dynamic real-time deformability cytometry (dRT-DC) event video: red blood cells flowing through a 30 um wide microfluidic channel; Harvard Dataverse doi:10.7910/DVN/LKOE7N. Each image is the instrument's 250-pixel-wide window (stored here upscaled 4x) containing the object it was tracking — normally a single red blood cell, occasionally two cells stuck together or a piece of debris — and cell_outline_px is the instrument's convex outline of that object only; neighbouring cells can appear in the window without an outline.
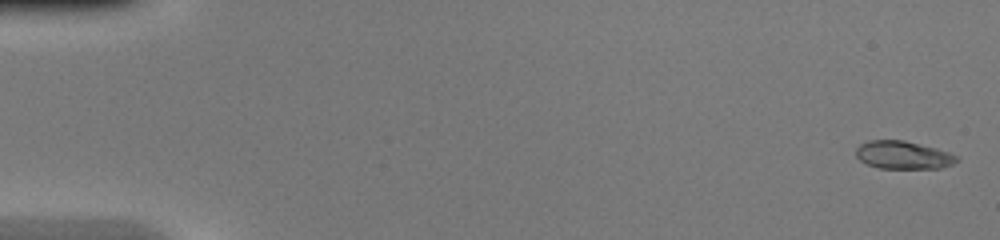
{"species": "common noctule bat (a hibernating species)", "species_latin": "Nyctalus noctula", "temperature_condition": "warm", "stored_images_in_passage": 42, "camera_frame_rate_fps": 3000, "um_per_image_px": 0.085, "animal": {"sex": "female", "body_mass_g": 20.0, "forearm_length_mm": 54.0}, "frame": {"image": 1, "passage_image": 1, "time_ms": 0.0, "image_size_px": [1000, 240], "cell_outline_px": [[960, 160], [952, 164], [940, 168], [880, 168], [868, 164], [860, 160], [856, 156], [856, 148], [860, 144], [868, 140], [904, 140], [936, 148], [948, 152], [956, 156]], "centroid_in_image_um": [76.76, 13.17], "position_along_channel_um": 8.2, "area_um2": 16.3}}
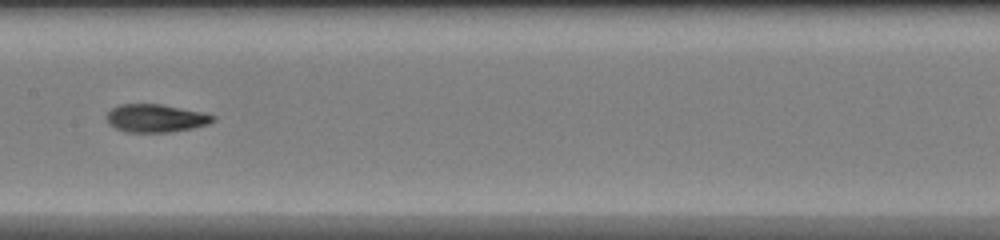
{"frame": {"image": 2, "passage_image": 24, "time_ms": 7.667, "image_size_px": [1000, 240], "cell_outline_px": [[216, 120], [208, 124], [192, 128], [168, 132], [128, 132], [116, 128], [108, 124], [104, 116], [112, 108], [120, 104], [160, 104], [200, 112], [216, 116]], "centroid_in_image_um": [13.2, 10.05], "position_along_channel_um": 194.2, "area_um2": 17.28}}
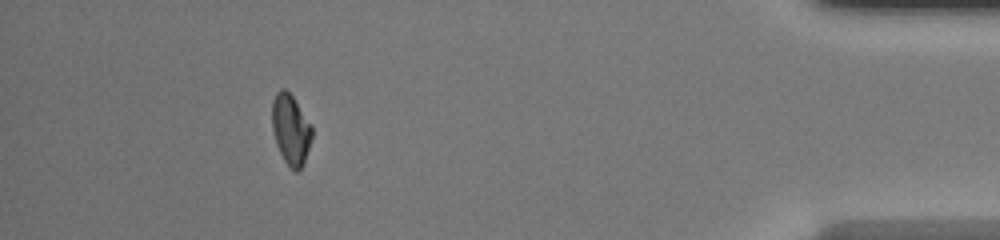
{"frame": {"image": 3, "passage_image": 42, "time_ms": 13.667, "image_size_px": [1000, 240], "cell_outline_px": [[312, 136], [304, 160], [300, 168], [296, 172], [284, 160], [276, 144], [272, 128], [272, 100], [276, 92], [280, 88], [284, 88], [292, 96], [312, 128]], "centroid_in_image_um": [24.67, 10.97], "position_along_channel_um": 410.5, "area_um2": 15.9}}